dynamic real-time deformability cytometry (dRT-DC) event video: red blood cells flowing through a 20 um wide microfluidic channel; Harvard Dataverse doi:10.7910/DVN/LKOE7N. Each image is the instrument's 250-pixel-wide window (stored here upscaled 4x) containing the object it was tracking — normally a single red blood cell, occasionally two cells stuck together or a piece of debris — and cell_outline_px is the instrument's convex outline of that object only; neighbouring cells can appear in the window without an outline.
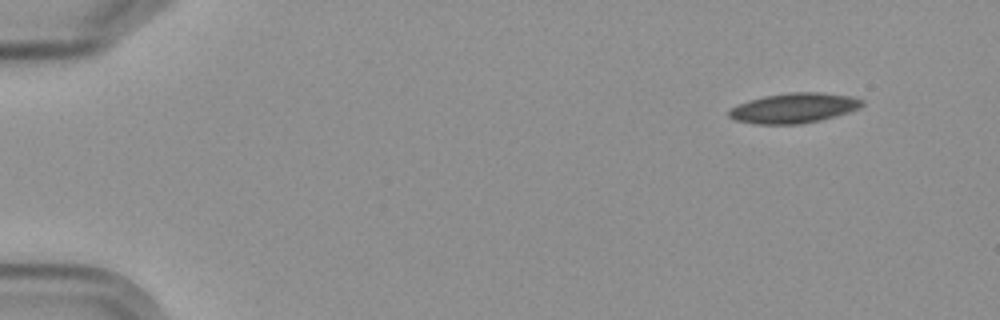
{"species": "Egyptian fruit bat (a non-hibernating species)", "species_latin": "Rousettus aegyptiacus", "temperature_condition": "cold", "stored_images_in_passage": 9, "camera_frame_rate_fps": 3000, "um_per_image_px": 0.085, "frame": {"image": 1, "passage_image": 1, "time_ms": 0.0, "image_size_px": [1000, 320], "cell_outline_px": [[864, 104], [848, 112], [820, 120], [796, 124], [756, 124], [736, 120], [728, 116], [728, 112], [732, 108], [748, 100], [764, 96], [792, 92], [816, 92], [848, 96], [864, 100]], "centroid_in_image_um": [67.45, 9.18], "position_along_channel_um": 17.5, "area_um2": 22.83}}
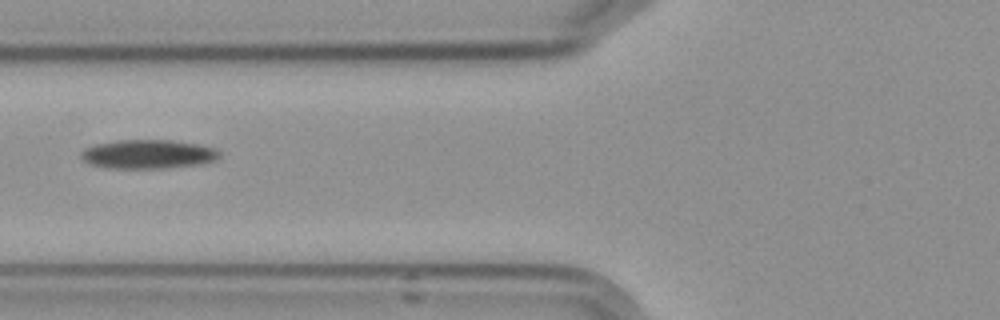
{"frame": {"image": 2, "passage_image": 6, "time_ms": 6.0, "image_size_px": [1000, 320], "cell_outline_px": [[220, 156], [212, 160], [196, 164], [164, 168], [108, 168], [92, 164], [84, 160], [80, 156], [80, 152], [84, 148], [96, 144], [116, 140], [172, 140], [196, 144], [216, 148], [220, 152]], "centroid_in_image_um": [12.54, 13.09], "position_along_channel_um": 113.3, "area_um2": 23.12}}
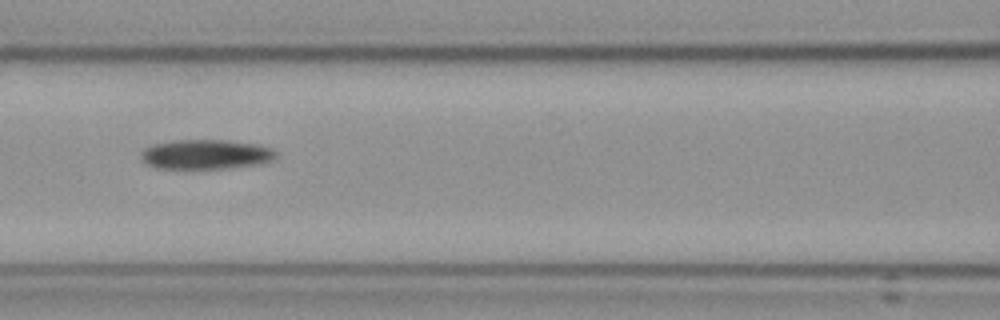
{"frame": {"image": 3, "passage_image": 7, "time_ms": 7.0, "image_size_px": [1000, 320], "cell_outline_px": [[276, 156], [272, 160], [260, 164], [220, 168], [160, 168], [148, 164], [140, 156], [144, 148], [152, 144], [172, 140], [224, 140], [260, 144], [272, 148], [276, 152]], "centroid_in_image_um": [17.52, 13.1], "position_along_channel_um": 149.1, "area_um2": 23.18}}